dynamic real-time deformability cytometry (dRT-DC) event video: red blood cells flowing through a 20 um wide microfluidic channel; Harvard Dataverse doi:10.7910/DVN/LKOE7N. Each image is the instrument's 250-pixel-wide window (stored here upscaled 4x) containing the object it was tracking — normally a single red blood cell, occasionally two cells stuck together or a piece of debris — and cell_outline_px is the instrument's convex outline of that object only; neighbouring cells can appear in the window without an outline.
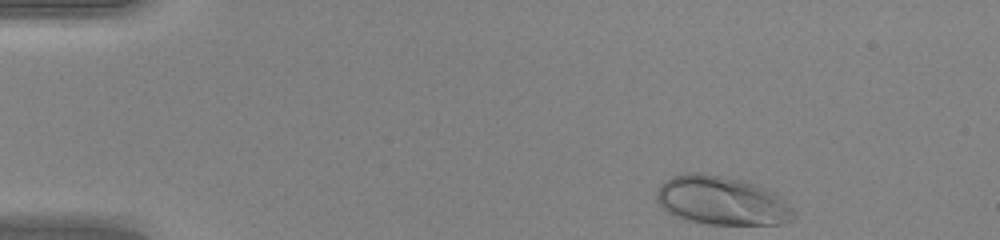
{"species": "human", "species_latin": "Homo sapiens", "temperature_condition": "warm", "stored_images_in_passage": 43, "camera_frame_rate_fps": 3000, "um_per_image_px": 0.085, "donor": {"sex": "female"}, "frame": {"image": 1, "passage_image": 1, "time_ms": 0.0, "image_size_px": [1000, 240], "cell_outline_px": [[796, 216], [792, 220], [784, 224], [708, 224], [684, 220], [668, 212], [656, 200], [656, 192], [660, 184], [672, 176], [688, 172], [700, 172], [724, 176], [756, 184], [776, 192], [796, 212]], "centroid_in_image_um": [61.36, 17.05], "position_along_channel_um": 23.6, "area_um2": 39.25}}
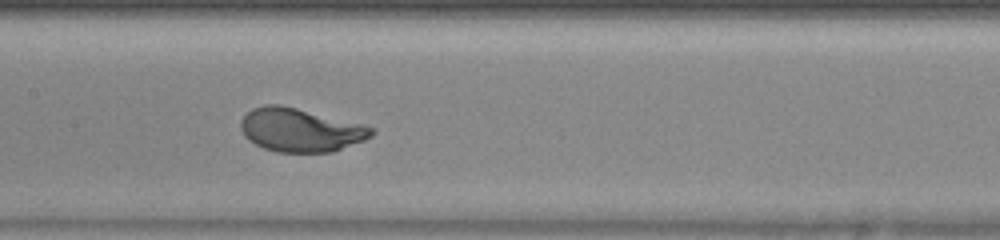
{"frame": {"image": 2, "passage_image": 19, "time_ms": 6.0, "image_size_px": [1000, 240], "cell_outline_px": [[376, 132], [372, 136], [364, 140], [332, 152], [276, 152], [264, 148], [248, 140], [244, 136], [240, 128], [240, 120], [252, 108], [264, 104], [280, 104], [364, 124], [376, 128]], "centroid_in_image_um": [25.54, 11.04], "position_along_channel_um": 181.9, "area_um2": 33.35}}
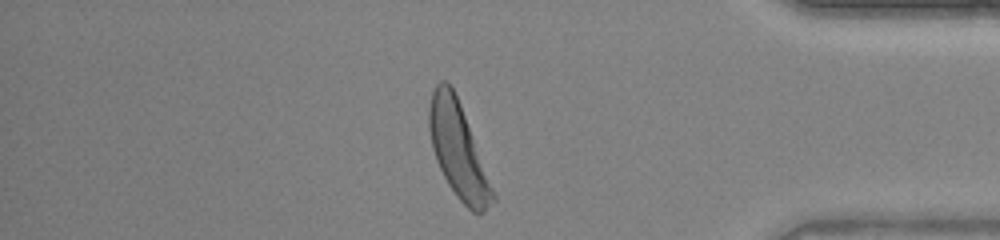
{"frame": {"image": 3, "passage_image": 36, "time_ms": 11.667, "image_size_px": [1000, 240], "cell_outline_px": [[496, 200], [484, 212], [472, 212], [456, 196], [448, 184], [436, 160], [432, 148], [428, 128], [428, 108], [432, 92], [436, 84], [440, 80], [448, 80], [460, 104], [496, 196]], "centroid_in_image_um": [38.92, 12.76], "position_along_channel_um": 396.3, "area_um2": 34.74}, "authors_computed_cell_mechanics": {"area_um2": 33.4662, "velocity_mm_per_s": 4.2239, "shape_relaxation_time_tau1_ms": 1.7815, "shape_relaxation_time_tau2_ms": null, "deformation_change_tau1": 0.1829, "deformation_change_tau2": null}}